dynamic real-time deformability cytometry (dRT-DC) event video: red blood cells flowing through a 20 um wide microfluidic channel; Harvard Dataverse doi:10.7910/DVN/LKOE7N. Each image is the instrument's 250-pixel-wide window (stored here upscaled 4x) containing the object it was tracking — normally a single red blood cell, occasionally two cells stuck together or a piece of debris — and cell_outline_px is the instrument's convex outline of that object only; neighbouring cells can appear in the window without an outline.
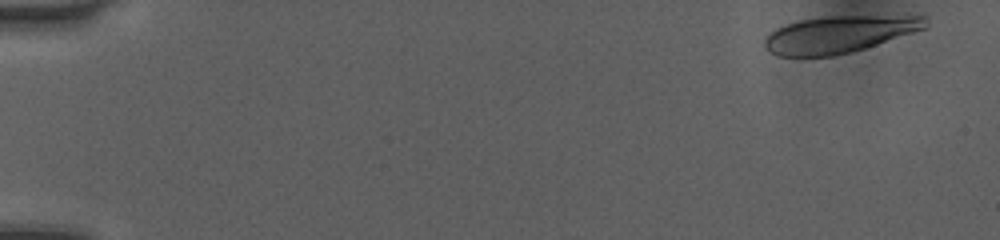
{"species": "human", "species_latin": "Homo sapiens", "temperature_condition": "room temperature", "stored_images_in_passage": 49, "camera_frame_rate_fps": 3000, "um_per_image_px": 0.085, "donor": {"sex": "female"}, "frame": {"image": 1, "passage_image": 1, "time_ms": 0.0, "image_size_px": [1000, 240], "cell_outline_px": [[928, 24], [924, 28], [864, 48], [832, 56], [776, 56], [768, 52], [764, 48], [764, 40], [776, 28], [800, 20], [828, 16], [924, 16], [928, 20]], "centroid_in_image_um": [71.27, 2.92], "position_along_channel_um": 13.7, "area_um2": 34.1}}
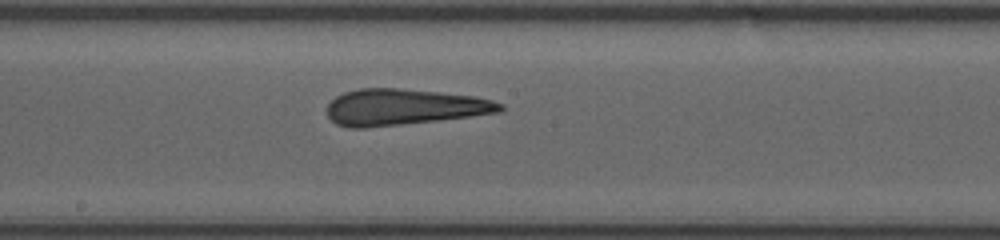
{"frame": {"image": 2, "passage_image": 27, "time_ms": 8.667, "image_size_px": [1000, 240], "cell_outline_px": [[504, 108], [500, 112], [436, 120], [364, 128], [348, 128], [336, 124], [328, 116], [328, 104], [336, 96], [344, 92], [360, 88], [400, 88], [476, 96], [492, 100], [504, 104]], "centroid_in_image_um": [34.31, 9.09], "position_along_channel_um": 213.9, "area_um2": 36.24}}
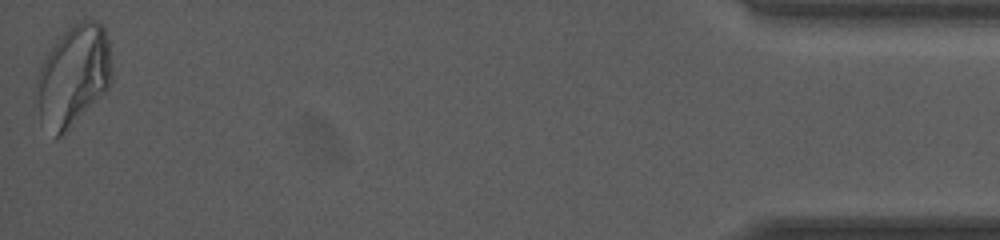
{"frame": {"image": 3, "passage_image": 49, "time_ms": 16.0, "image_size_px": [1000, 240], "cell_outline_px": [[112, 80], [108, 88], [68, 132], [56, 140], [40, 120], [36, 76], [48, 52], [60, 36], [72, 24], [80, 20], [100, 20], [108, 36], [112, 72]], "centroid_in_image_um": [6.26, 6.45], "position_along_channel_um": 428.9, "area_um2": 44.56}, "authors_computed_cell_mechanics": {"area_um2": 36.6452, "velocity_mm_per_s": 4.0617, "shape_relaxation_time_tau1_ms": null, "shape_relaxation_time_tau2_ms": 1.5056, "deformation_change_tau1": null, "deformation_change_tau2": 0.0739}}